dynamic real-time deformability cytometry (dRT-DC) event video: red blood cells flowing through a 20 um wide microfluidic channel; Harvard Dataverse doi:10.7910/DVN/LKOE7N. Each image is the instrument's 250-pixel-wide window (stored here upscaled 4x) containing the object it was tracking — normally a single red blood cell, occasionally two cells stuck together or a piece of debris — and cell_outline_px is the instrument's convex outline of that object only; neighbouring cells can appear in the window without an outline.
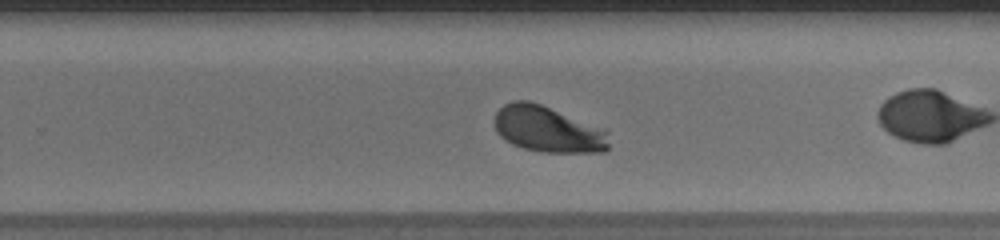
{"species": "human", "species_latin": "Homo sapiens", "temperature_condition": "warm", "stored_images_in_passage": 42, "camera_frame_rate_fps": 3000, "um_per_image_px": 0.085, "donor": {"sex": "male"}, "frame": {"image": 1, "passage_image": 24, "time_ms": 7.667, "image_size_px": [1000, 240], "cell_outline_px": [[608, 148], [604, 152], [544, 152], [524, 148], [512, 144], [500, 136], [496, 132], [496, 112], [504, 104], [512, 100], [528, 100], [540, 104], [608, 128]], "centroid_in_image_um": [46.62, 10.98], "position_along_channel_um": 283.2, "area_um2": 31.04}}
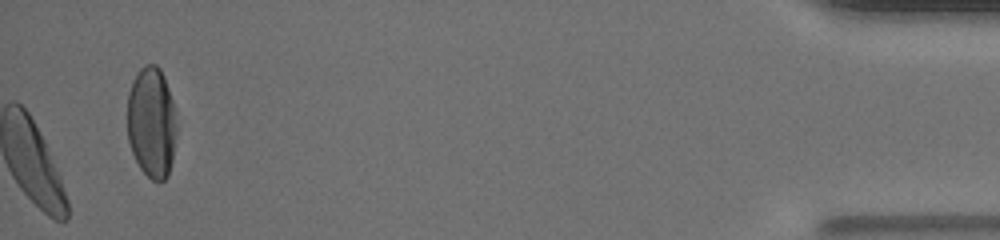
{"frame": {"image": 2, "passage_image": 42, "time_ms": 13.667, "image_size_px": [1000, 240], "cell_outline_px": [[176, 132], [172, 160], [168, 176], [164, 180], [152, 180], [140, 168], [132, 152], [128, 140], [128, 92], [132, 80], [140, 68], [144, 64], [156, 64], [160, 68], [164, 76], [172, 100], [176, 124]], "centroid_in_image_um": [12.88, 10.38], "position_along_channel_um": 422.3, "area_um2": 31.85}, "authors_computed_cell_mechanics": {"area_um2": 30.4606, "velocity_mm_per_s": 4.1812, "shape_relaxation_time_tau1_ms": 2.3128, "shape_relaxation_time_tau2_ms": null, "deformation_change_tau1": 0.1456, "deformation_change_tau2": null}}